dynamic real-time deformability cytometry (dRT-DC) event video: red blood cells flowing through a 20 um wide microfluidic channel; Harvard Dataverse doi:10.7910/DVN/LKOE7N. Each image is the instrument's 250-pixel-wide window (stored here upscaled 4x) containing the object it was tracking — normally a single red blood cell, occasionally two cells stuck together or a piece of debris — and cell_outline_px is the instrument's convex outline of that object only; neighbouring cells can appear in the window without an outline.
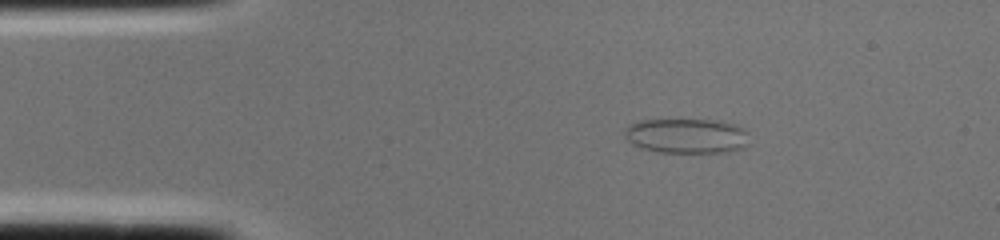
{"species": "common noctule bat (a hibernating species)", "species_latin": "Nyctalus noctula", "temperature_condition": "cold", "stored_images_in_passage": 1, "camera_frame_rate_fps": 3000, "um_per_image_px": 0.085, "animal": {"sex": "female", "body_mass_g": 22.0, "forearm_length_mm": 56.7}, "frame": {"image": 1, "passage_image": 1, "time_ms": 0.0, "image_size_px": [1000, 240], "cell_outline_px": [[748, 144], [744, 148], [728, 152], [660, 152], [644, 148], [632, 144], [624, 136], [624, 128], [628, 124], [636, 120], [720, 120], [736, 124], [744, 128], [748, 132]], "centroid_in_image_um": [58.38, 11.53], "position_along_channel_um": 26.6, "area_um2": 25.66}}